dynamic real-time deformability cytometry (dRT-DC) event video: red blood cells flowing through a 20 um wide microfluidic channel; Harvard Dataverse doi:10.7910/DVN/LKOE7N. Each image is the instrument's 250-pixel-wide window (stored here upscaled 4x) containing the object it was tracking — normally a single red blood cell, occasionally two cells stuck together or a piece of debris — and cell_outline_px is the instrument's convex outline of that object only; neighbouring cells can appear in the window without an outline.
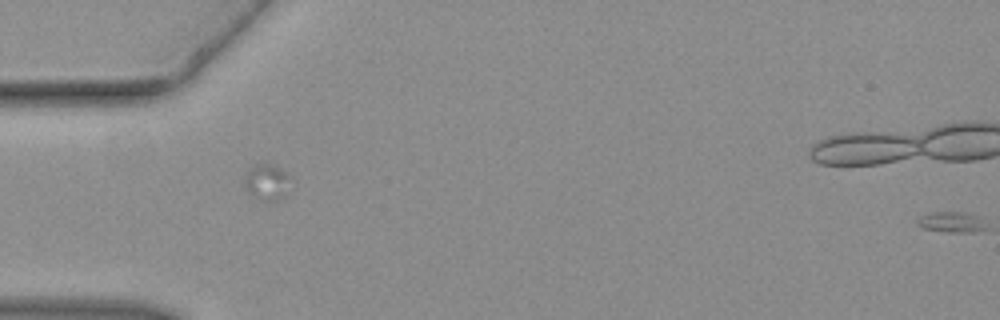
{"species": "common noctule bat (a hibernating species)", "species_latin": "Nyctalus noctula", "temperature_condition": "warm", "stored_images_in_passage": 35, "camera_frame_rate_fps": 3000, "um_per_image_px": 0.085, "animal": {"sex": "female", "body_mass_g": 19.3, "forearm_length_mm": 54.1}, "frame": {"image": 1, "passage_image": 7, "time_ms": 2.0, "image_size_px": [1000, 320], "cell_outline_px": [[288, 176], [284, 196], [276, 200], [256, 200], [248, 192], [244, 184], [244, 176], [248, 168], [252, 164], [264, 160], [268, 160], [288, 172]], "centroid_in_image_um": [22.6, 15.38], "position_along_channel_um": 62.4, "area_um2": 10.06}}
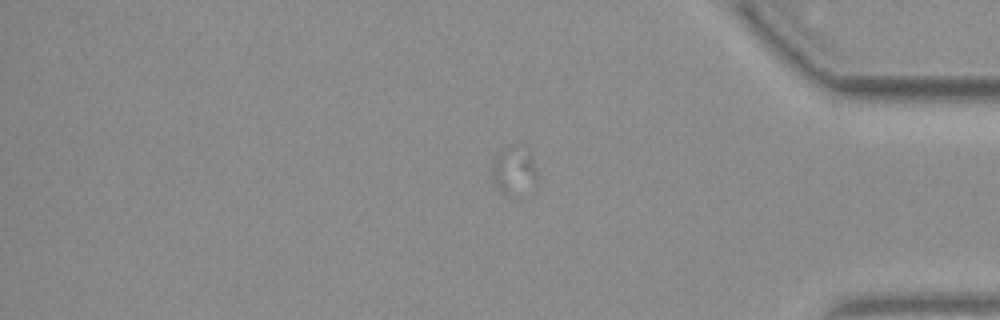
{"frame": {"image": 2, "passage_image": 35, "time_ms": 11.333, "image_size_px": [1000, 320], "cell_outline_px": [[536, 188], [520, 196], [512, 196], [504, 192], [496, 184], [492, 176], [492, 164], [496, 156], [504, 148], [512, 144], [516, 144], [532, 160], [536, 168]], "centroid_in_image_um": [43.71, 14.57], "position_along_channel_um": 391.5, "area_um2": 12.48}}